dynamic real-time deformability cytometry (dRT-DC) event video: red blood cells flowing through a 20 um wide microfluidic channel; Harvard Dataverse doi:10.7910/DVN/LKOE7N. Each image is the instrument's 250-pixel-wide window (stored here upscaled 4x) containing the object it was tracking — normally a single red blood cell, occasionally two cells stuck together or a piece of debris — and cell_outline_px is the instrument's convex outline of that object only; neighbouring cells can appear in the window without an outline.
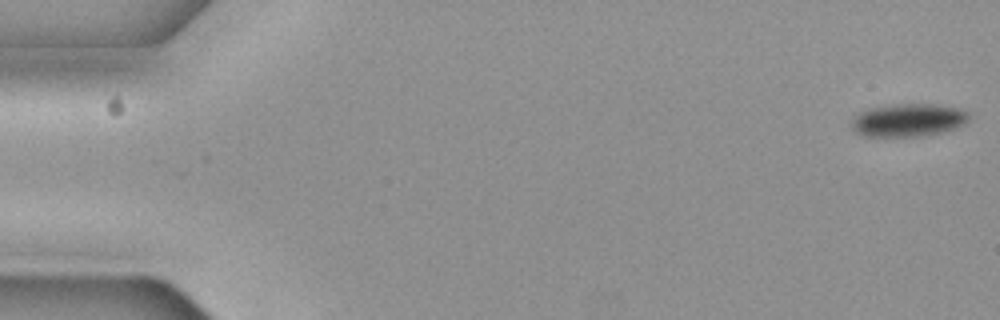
{"species": "common noctule bat (a hibernating species)", "species_latin": "Nyctalus noctula", "temperature_condition": "cold", "stored_images_in_passage": 28, "camera_frame_rate_fps": 3000, "um_per_image_px": 0.085, "animal": {"sex": "female", "body_mass_g": 19.3, "forearm_length_mm": 54.1}, "frame": {"image": 1, "passage_image": 1, "time_ms": 0.0, "image_size_px": [1000, 320], "cell_outline_px": [[968, 120], [964, 124], [940, 132], [924, 136], [864, 136], [856, 132], [852, 128], [852, 120], [860, 112], [872, 108], [896, 104], [928, 104], [956, 108], [968, 112]], "centroid_in_image_um": [77.18, 10.22], "position_along_channel_um": 7.8, "area_um2": 22.02}}